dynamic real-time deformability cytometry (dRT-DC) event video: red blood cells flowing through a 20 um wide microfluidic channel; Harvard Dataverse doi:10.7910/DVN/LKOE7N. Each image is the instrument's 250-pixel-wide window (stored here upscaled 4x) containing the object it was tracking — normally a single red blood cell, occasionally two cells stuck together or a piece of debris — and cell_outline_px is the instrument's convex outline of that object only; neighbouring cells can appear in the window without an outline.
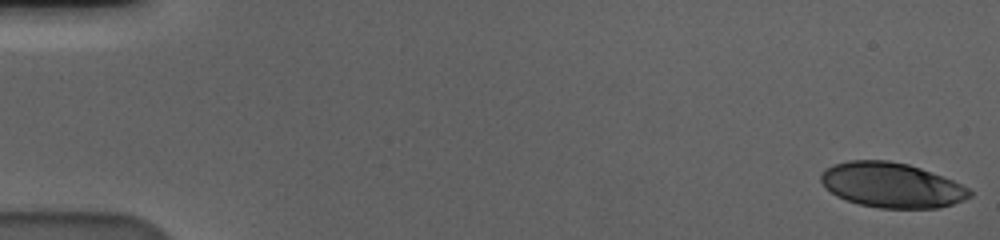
{"species": "human", "species_latin": "Homo sapiens", "temperature_condition": "cold", "stored_images_in_passage": 58, "camera_frame_rate_fps": 3000, "um_per_image_px": 0.085, "donor": {"sex": "male"}, "frame": {"image": 1, "passage_image": 1, "time_ms": 0.0, "image_size_px": [1000, 240], "cell_outline_px": [[972, 196], [964, 200], [952, 204], [936, 208], [880, 208], [860, 204], [836, 196], [820, 180], [820, 172], [824, 168], [848, 160], [888, 160], [908, 164], [920, 168], [952, 180], [968, 188], [972, 192]], "centroid_in_image_um": [75.78, 15.73], "position_along_channel_um": 9.2, "area_um2": 38.73}}
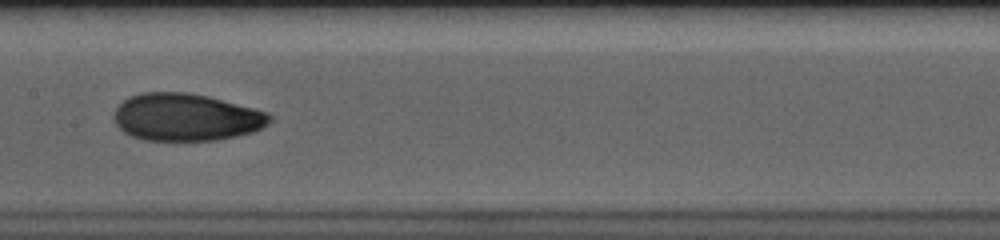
{"frame": {"image": 2, "passage_image": 30, "time_ms": 9.667, "image_size_px": [1000, 240], "cell_outline_px": [[272, 120], [268, 124], [252, 132], [236, 136], [216, 140], [144, 140], [132, 136], [124, 132], [116, 124], [112, 116], [116, 108], [128, 96], [144, 92], [188, 92], [208, 96], [268, 112], [272, 116]], "centroid_in_image_um": [15.8, 9.95], "position_along_channel_um": 191.6, "area_um2": 43.0}}
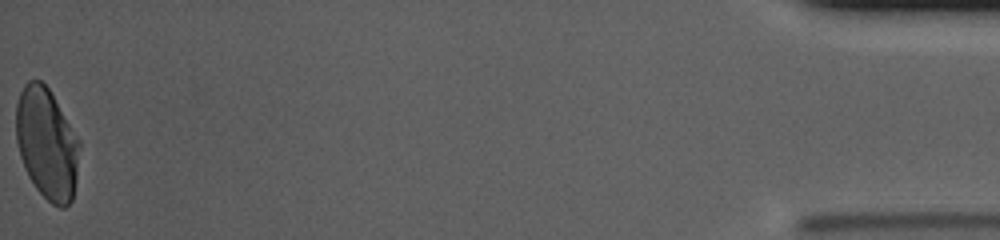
{"frame": {"image": 3, "passage_image": 58, "time_ms": 19.0, "image_size_px": [1000, 240], "cell_outline_px": [[80, 144], [76, 180], [72, 200], [64, 208], [60, 208], [52, 204], [36, 188], [28, 176], [24, 168], [20, 156], [16, 140], [16, 104], [20, 92], [24, 84], [28, 80], [40, 80], [48, 88], [80, 140]], "centroid_in_image_um": [3.97, 12.21], "position_along_channel_um": 431.2, "area_um2": 41.1}, "authors_computed_cell_mechanics": {"area_um2": 41.4715, "velocity_mm_per_s": 3.5815, "shape_relaxation_time_tau1_ms": 5.6474, "shape_relaxation_time_tau2_ms": 1.1919, "deformation_change_tau1": 0.1885, "deformation_change_tau2": 0.0482}}